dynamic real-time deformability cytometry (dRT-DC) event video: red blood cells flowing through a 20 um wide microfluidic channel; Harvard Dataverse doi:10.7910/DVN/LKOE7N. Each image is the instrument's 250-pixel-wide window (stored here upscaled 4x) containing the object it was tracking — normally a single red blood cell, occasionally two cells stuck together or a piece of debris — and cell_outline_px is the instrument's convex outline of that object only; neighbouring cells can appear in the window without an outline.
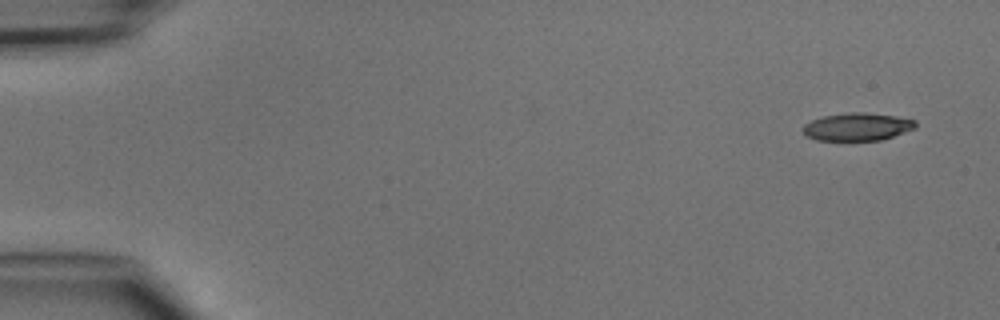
{"species": "common noctule bat (a hibernating species)", "species_latin": "Nyctalus noctula", "temperature_condition": "cold", "stored_images_in_passage": 4, "camera_frame_rate_fps": 3000, "um_per_image_px": 0.085, "animal": {"sex": "male", "body_mass_g": 15.6}, "frame": {"image": 1, "passage_image": 1, "time_ms": 0.0, "image_size_px": [1000, 320], "cell_outline_px": [[916, 128], [880, 140], [816, 140], [808, 136], [804, 132], [804, 124], [812, 120], [824, 116], [852, 112], [864, 112], [896, 116], [916, 120]], "centroid_in_image_um": [72.9, 10.77], "position_along_channel_um": 12.1, "area_um2": 17.98}}
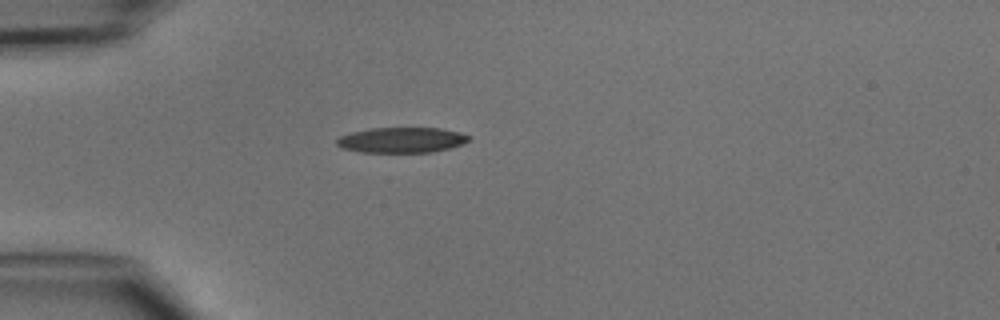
{"frame": {"image": 2, "passage_image": 4, "time_ms": 3.667, "image_size_px": [1000, 320], "cell_outline_px": [[472, 136], [468, 140], [460, 144], [448, 148], [432, 152], [360, 152], [344, 148], [336, 144], [336, 140], [340, 136], [352, 132], [372, 128], [440, 128], [460, 132]], "centroid_in_image_um": [34.14, 11.89], "position_along_channel_um": 50.9, "area_um2": 19.36}}